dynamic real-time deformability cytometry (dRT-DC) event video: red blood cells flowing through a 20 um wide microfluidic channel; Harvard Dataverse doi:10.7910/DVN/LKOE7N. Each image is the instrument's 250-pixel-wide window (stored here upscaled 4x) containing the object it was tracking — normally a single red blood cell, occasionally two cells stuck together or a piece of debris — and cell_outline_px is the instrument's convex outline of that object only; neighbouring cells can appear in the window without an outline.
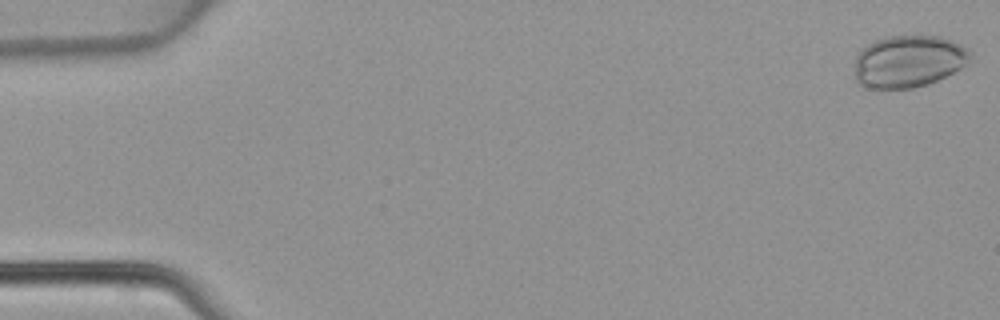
{"species": "common noctule bat (a hibernating species)", "species_latin": "Nyctalus noctula", "temperature_condition": "warm", "stored_images_in_passage": 13, "camera_frame_rate_fps": 3000, "um_per_image_px": 0.085, "animal": {"sex": "female", "body_mass_g": 22.7, "forearm_length_mm": 54.2}, "frame": {"image": 1, "passage_image": 1, "time_ms": 0.0, "image_size_px": [1000, 320], "cell_outline_px": [[968, 60], [960, 68], [928, 84], [912, 88], [868, 88], [856, 84], [856, 52], [860, 48], [876, 40], [888, 36], [940, 36], [952, 40], [968, 48]], "centroid_in_image_um": [77.16, 5.21], "position_along_channel_um": 7.8, "area_um2": 34.91}}